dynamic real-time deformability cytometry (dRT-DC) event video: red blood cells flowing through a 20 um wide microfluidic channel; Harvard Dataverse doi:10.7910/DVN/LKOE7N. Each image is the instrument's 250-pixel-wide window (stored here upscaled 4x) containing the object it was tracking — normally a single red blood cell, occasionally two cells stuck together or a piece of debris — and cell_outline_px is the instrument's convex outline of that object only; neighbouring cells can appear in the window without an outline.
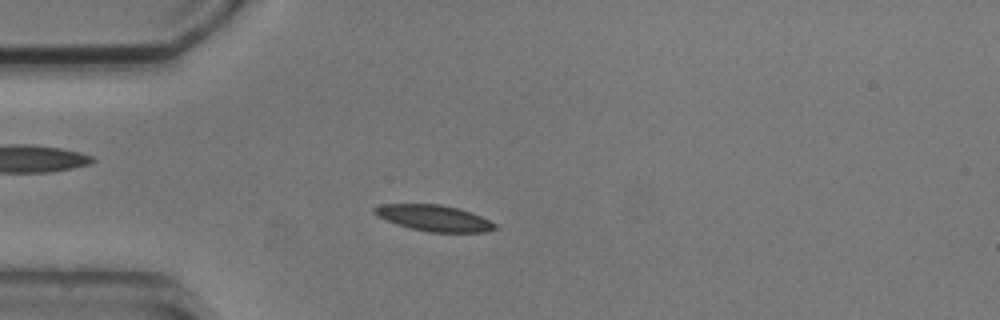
{"species": "common noctule bat (a hibernating species)", "species_latin": "Nyctalus noctula", "temperature_condition": "cold", "stored_images_in_passage": 5, "camera_frame_rate_fps": 3000, "um_per_image_px": 0.085, "animal": {"sex": "male", "body_mass_g": 20.5, "forearm_length_mm": 52.5}, "frame": {"image": 1, "passage_image": 3, "time_ms": 2.333, "image_size_px": [1000, 320], "cell_outline_px": [[500, 228], [484, 232], [428, 232], [396, 224], [376, 216], [372, 212], [372, 208], [380, 204], [440, 204], [456, 208], [480, 216], [496, 224]], "centroid_in_image_um": [36.85, 18.53], "position_along_channel_um": 48.2, "area_um2": 18.26}}